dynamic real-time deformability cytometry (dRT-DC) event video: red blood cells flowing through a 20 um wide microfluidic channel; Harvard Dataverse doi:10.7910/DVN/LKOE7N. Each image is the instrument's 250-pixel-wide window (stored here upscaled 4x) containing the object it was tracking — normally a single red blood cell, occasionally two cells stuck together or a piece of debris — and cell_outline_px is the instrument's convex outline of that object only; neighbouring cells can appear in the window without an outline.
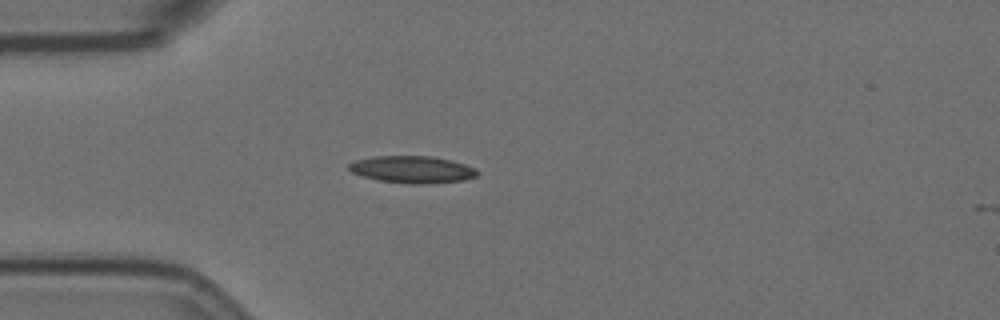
{"species": "Egyptian fruit bat (a non-hibernating species)", "species_latin": "Rousettus aegyptiacus", "temperature_condition": "room temperature", "stored_images_in_passage": 4, "camera_frame_rate_fps": 3000, "um_per_image_px": 0.085, "animal": {"sex": "female"}, "frame": {"image": 1, "passage_image": 3, "time_ms": 3.333, "image_size_px": [1000, 320], "cell_outline_px": [[480, 172], [476, 176], [464, 180], [428, 184], [408, 184], [380, 180], [364, 176], [352, 172], [348, 168], [348, 164], [356, 160], [372, 156], [432, 156], [452, 160], [476, 168]], "centroid_in_image_um": [35.08, 14.4], "position_along_channel_um": 49.9, "area_um2": 20.35}}